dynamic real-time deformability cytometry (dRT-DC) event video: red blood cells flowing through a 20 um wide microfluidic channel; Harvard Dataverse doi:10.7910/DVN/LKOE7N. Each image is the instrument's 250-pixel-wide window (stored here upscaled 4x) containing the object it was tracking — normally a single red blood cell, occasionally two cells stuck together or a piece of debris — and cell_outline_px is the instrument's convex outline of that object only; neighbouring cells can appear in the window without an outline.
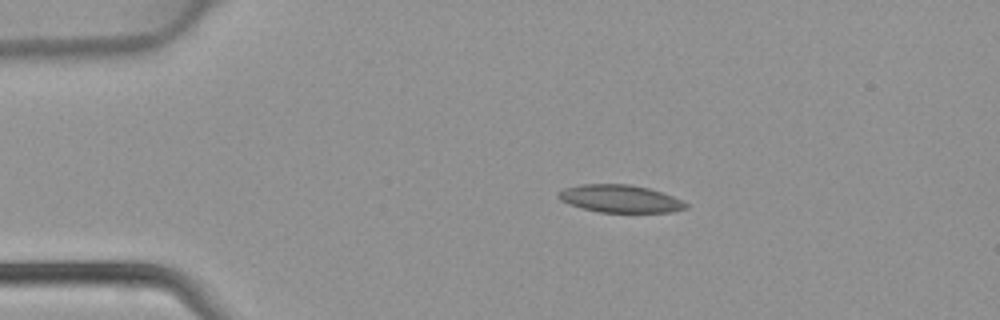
{"species": "common noctule bat (a hibernating species)", "species_latin": "Nyctalus noctula", "temperature_condition": "warm", "stored_images_in_passage": 2, "camera_frame_rate_fps": 3000, "um_per_image_px": 0.085, "animal": {"sex": "female", "body_mass_g": 22.7, "forearm_length_mm": 54.2}, "frame": {"image": 1, "passage_image": 1, "time_ms": 0.0, "image_size_px": [1000, 320], "cell_outline_px": [[688, 208], [672, 212], [600, 212], [580, 208], [560, 200], [556, 196], [556, 192], [564, 188], [580, 184], [628, 184], [648, 188], [672, 196], [688, 204]], "centroid_in_image_um": [52.66, 16.89], "position_along_channel_um": 32.3, "area_um2": 20.52}}